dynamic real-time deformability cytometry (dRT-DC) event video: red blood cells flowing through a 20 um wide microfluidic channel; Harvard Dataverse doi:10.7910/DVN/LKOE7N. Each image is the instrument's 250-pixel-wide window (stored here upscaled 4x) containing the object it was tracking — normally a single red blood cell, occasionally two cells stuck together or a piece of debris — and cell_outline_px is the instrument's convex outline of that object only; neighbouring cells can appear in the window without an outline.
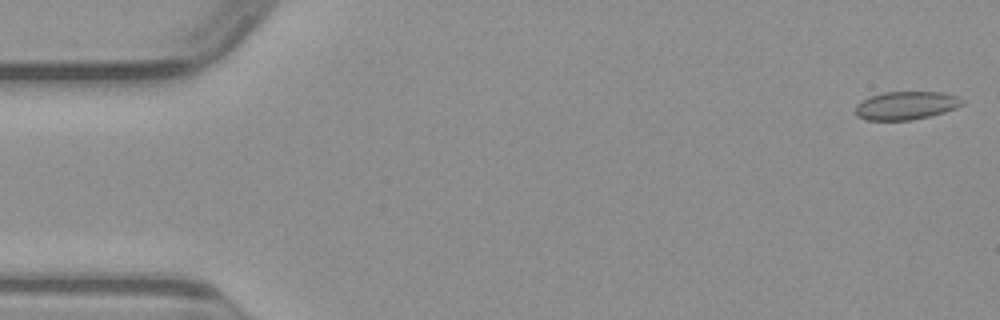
{"species": "common noctule bat (a hibernating species)", "species_latin": "Nyctalus noctula", "temperature_condition": "warm", "stored_images_in_passage": 43, "camera_frame_rate_fps": 3000, "um_per_image_px": 0.085, "animal": {"sex": "male", "body_mass_g": 23.1, "forearm_length_mm": 52.7}, "frame": {"image": 1, "passage_image": 1, "time_ms": 0.0, "image_size_px": [1000, 320], "cell_outline_px": [[964, 104], [956, 108], [944, 112], [912, 120], [868, 120], [856, 116], [856, 104], [868, 96], [884, 92], [944, 92], [956, 96], [964, 100]], "centroid_in_image_um": [77.01, 8.96], "position_along_channel_um": 8.0, "area_um2": 17.63}}
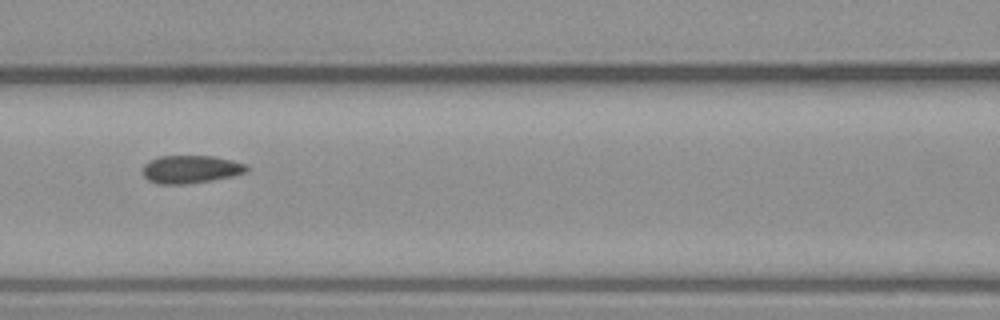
{"frame": {"image": 2, "passage_image": 21, "time_ms": 6.667, "image_size_px": [1000, 320], "cell_outline_px": [[248, 172], [232, 176], [212, 180], [184, 184], [160, 184], [148, 180], [144, 176], [144, 164], [148, 160], [160, 156], [212, 156], [232, 160], [248, 164]], "centroid_in_image_um": [16.24, 14.38], "position_along_channel_um": 150.4, "area_um2": 16.94}}
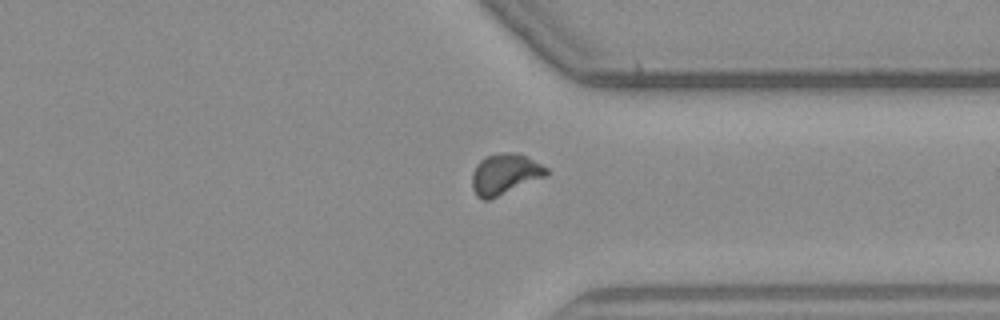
{"frame": {"image": 3, "passage_image": 37, "time_ms": 12.0, "image_size_px": [1000, 320], "cell_outline_px": [[548, 176], [488, 200], [484, 200], [476, 196], [472, 188], [472, 172], [476, 164], [480, 160], [488, 156], [508, 152], [512, 152], [524, 156], [548, 168]], "centroid_in_image_um": [42.9, 14.82], "position_along_channel_um": 368.5, "area_um2": 17.51}}